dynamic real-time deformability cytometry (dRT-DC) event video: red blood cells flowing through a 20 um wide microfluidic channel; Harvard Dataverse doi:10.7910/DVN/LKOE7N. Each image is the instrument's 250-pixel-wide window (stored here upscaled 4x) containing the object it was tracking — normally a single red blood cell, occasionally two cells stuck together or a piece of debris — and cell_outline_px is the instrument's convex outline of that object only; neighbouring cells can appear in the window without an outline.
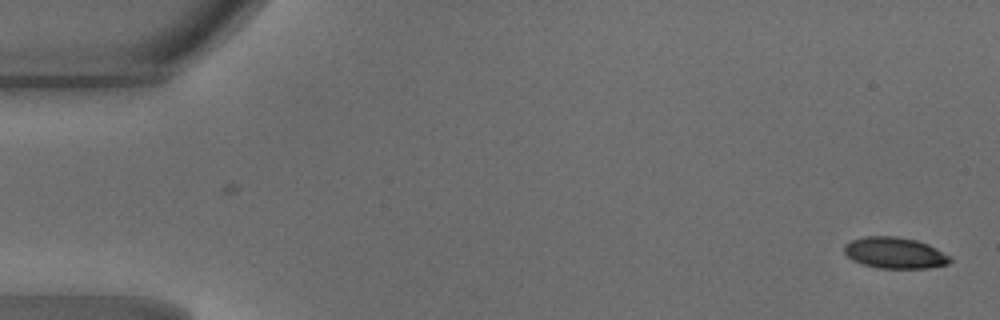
{"species": "common noctule bat (a hibernating species)", "species_latin": "Nyctalus noctula", "temperature_condition": "warm", "stored_images_in_passage": 46, "camera_frame_rate_fps": 3000, "um_per_image_px": 0.085, "animal": {"sex": "male", "body_mass_g": 18.8}, "frame": {"image": 1, "passage_image": 1, "time_ms": 0.0, "image_size_px": [1000, 320], "cell_outline_px": [[952, 260], [948, 264], [928, 268], [876, 268], [852, 260], [844, 252], [844, 244], [852, 240], [864, 236], [896, 236], [916, 240], [928, 244], [952, 256]], "centroid_in_image_um": [76.08, 21.49], "position_along_channel_um": 8.9, "area_um2": 19.36}}
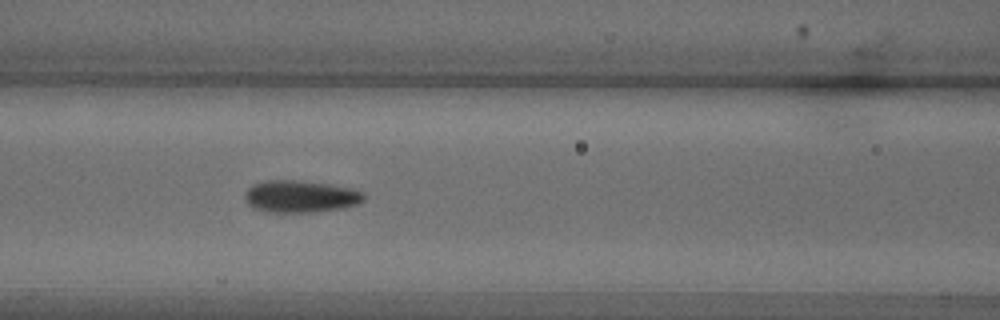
{"frame": {"image": 2, "passage_image": 20, "time_ms": 6.333, "image_size_px": [1000, 320], "cell_outline_px": [[364, 200], [356, 204], [340, 208], [312, 212], [272, 212], [256, 208], [248, 204], [244, 196], [248, 188], [252, 184], [264, 180], [296, 180], [328, 184], [352, 188], [364, 192]], "centroid_in_image_um": [25.53, 16.68], "position_along_channel_um": 141.1, "area_um2": 22.08}}
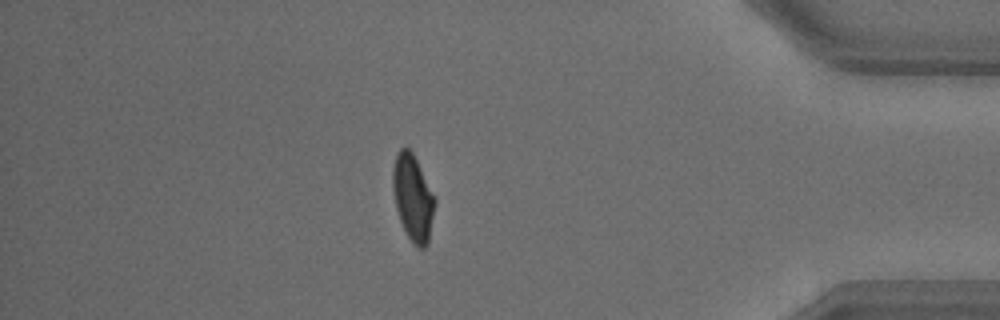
{"frame": {"image": 3, "passage_image": 41, "time_ms": 13.333, "image_size_px": [1000, 320], "cell_outline_px": [[436, 200], [428, 244], [424, 248], [416, 248], [412, 244], [400, 220], [396, 208], [392, 188], [392, 168], [396, 152], [400, 148], [408, 148], [412, 152], [436, 196]], "centroid_in_image_um": [35.1, 16.8], "position_along_channel_um": 400.1, "area_um2": 21.39}, "authors_computed_cell_mechanics": {"area_um2": 21.0681, "velocity_mm_per_s": 4.2234, "shape_relaxation_time_tau1_ms": 2.625, "shape_relaxation_time_tau2_ms": 0.679, "deformation_change_tau1": 0.1346, "deformation_change_tau2": 0.0425}}